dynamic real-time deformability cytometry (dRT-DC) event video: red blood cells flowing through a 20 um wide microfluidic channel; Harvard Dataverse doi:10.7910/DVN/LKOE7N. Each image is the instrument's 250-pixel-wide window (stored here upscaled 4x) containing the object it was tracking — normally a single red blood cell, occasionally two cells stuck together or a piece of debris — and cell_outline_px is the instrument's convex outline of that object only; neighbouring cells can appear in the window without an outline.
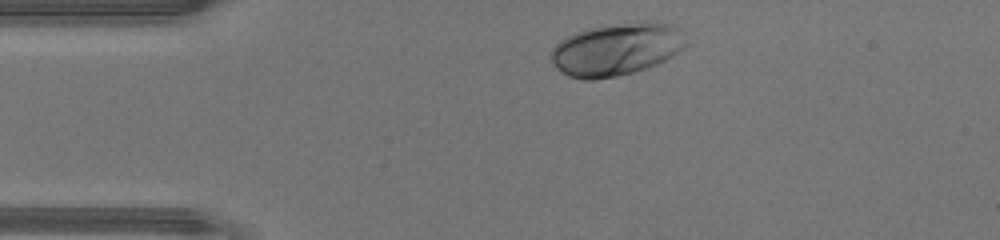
{"species": "human", "species_latin": "Homo sapiens", "temperature_condition": "warm", "stored_images_in_passage": 30, "camera_frame_rate_fps": 3000, "um_per_image_px": 0.085, "donor": {"sex": "male"}, "frame": {"image": 1, "passage_image": 1, "time_ms": 0.0, "image_size_px": [1000, 240], "cell_outline_px": [[688, 44], [684, 48], [672, 56], [656, 64], [632, 72], [616, 76], [592, 80], [584, 80], [568, 76], [556, 68], [552, 64], [552, 48], [560, 40], [576, 32], [588, 28], [644, 20], [648, 20], [672, 24], [676, 28]], "centroid_in_image_um": [52.38, 4.18], "position_along_channel_um": 32.6, "area_um2": 41.15}}
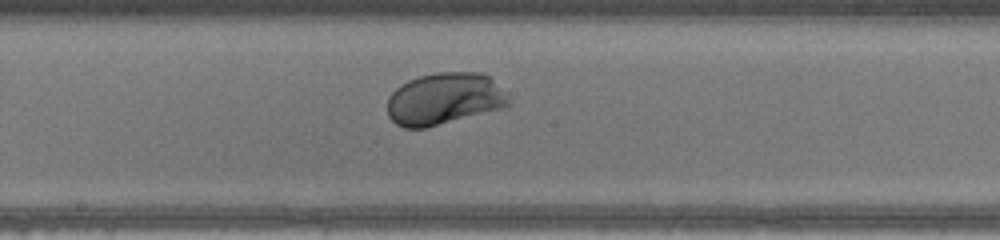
{"frame": {"image": 2, "passage_image": 16, "time_ms": 5.0, "image_size_px": [1000, 240], "cell_outline_px": [[512, 104], [504, 108], [424, 128], [404, 128], [396, 124], [388, 116], [388, 96], [400, 84], [408, 80], [420, 76], [436, 72], [480, 72], [488, 76], [508, 96]], "centroid_in_image_um": [37.76, 8.4], "position_along_channel_um": 210.4, "area_um2": 36.7}}
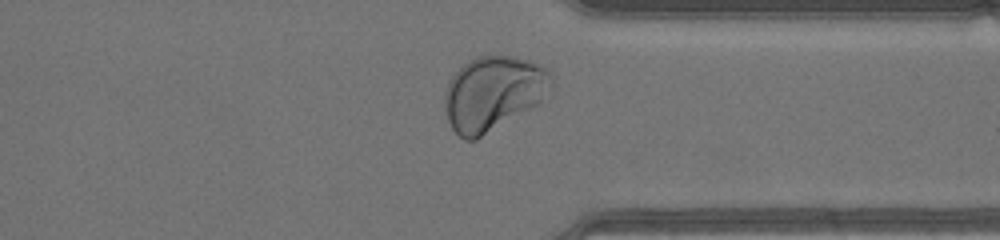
{"frame": {"image": 3, "passage_image": 27, "time_ms": 8.667, "image_size_px": [1000, 240], "cell_outline_px": [[552, 96], [540, 104], [476, 140], [464, 140], [452, 128], [448, 120], [444, 104], [444, 92], [448, 80], [468, 60], [476, 56], [512, 56], [528, 60], [540, 64], [548, 68], [552, 76]], "centroid_in_image_um": [41.98, 7.93], "position_along_channel_um": 369.4, "area_um2": 47.16}, "authors_computed_cell_mechanics": {"area_um2": 36.9631, "velocity_mm_per_s": 4.4049, "shape_relaxation_time_tau1_ms": 1.5724, "shape_relaxation_time_tau2_ms": null, "deformation_change_tau1": 0.1293, "deformation_change_tau2": null}}